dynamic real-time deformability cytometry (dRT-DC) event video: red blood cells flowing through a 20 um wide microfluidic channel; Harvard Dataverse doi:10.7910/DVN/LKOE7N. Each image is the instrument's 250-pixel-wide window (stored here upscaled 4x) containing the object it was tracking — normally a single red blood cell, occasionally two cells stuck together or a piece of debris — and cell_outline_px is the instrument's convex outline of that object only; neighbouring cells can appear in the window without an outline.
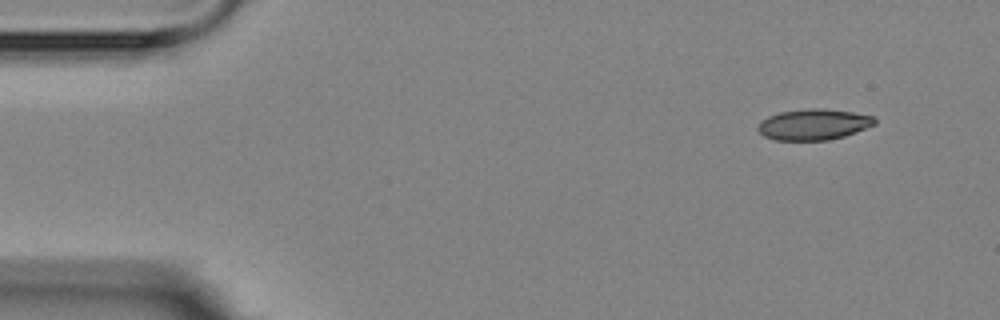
{"species": "Egyptian fruit bat (a non-hibernating species)", "species_latin": "Rousettus aegyptiacus", "temperature_condition": "room temperature", "stored_images_in_passage": 5, "camera_frame_rate_fps": 3000, "um_per_image_px": 0.085, "animal": {"sex": "female"}, "frame": {"image": 1, "passage_image": 1, "time_ms": 0.0, "image_size_px": [1000, 320], "cell_outline_px": [[876, 124], [856, 132], [844, 136], [828, 140], [776, 140], [764, 136], [756, 128], [760, 120], [768, 116], [780, 112], [808, 108], [824, 108], [852, 112], [872, 116], [876, 120]], "centroid_in_image_um": [69.14, 10.57], "position_along_channel_um": 15.9, "area_um2": 21.1}}
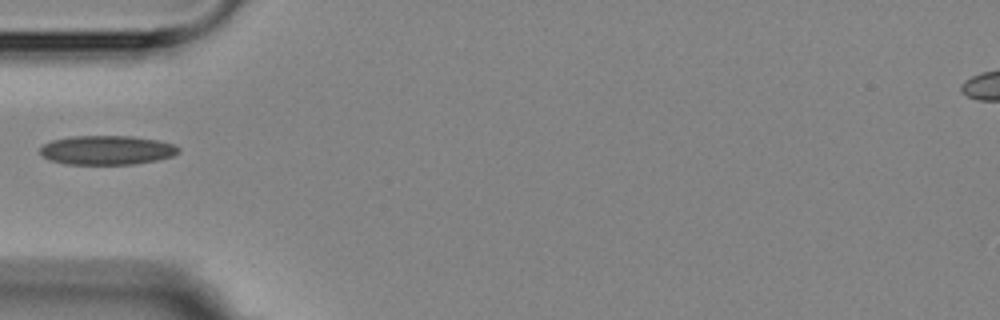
{"frame": {"image": 2, "passage_image": 4, "time_ms": 4.333, "image_size_px": [1000, 320], "cell_outline_px": [[180, 152], [172, 156], [156, 160], [132, 164], [64, 164], [48, 160], [40, 152], [40, 148], [44, 144], [52, 140], [72, 136], [132, 136], [160, 140], [172, 144], [180, 148]], "centroid_in_image_um": [9.08, 12.76], "position_along_channel_um": 75.9, "area_um2": 23.58}}
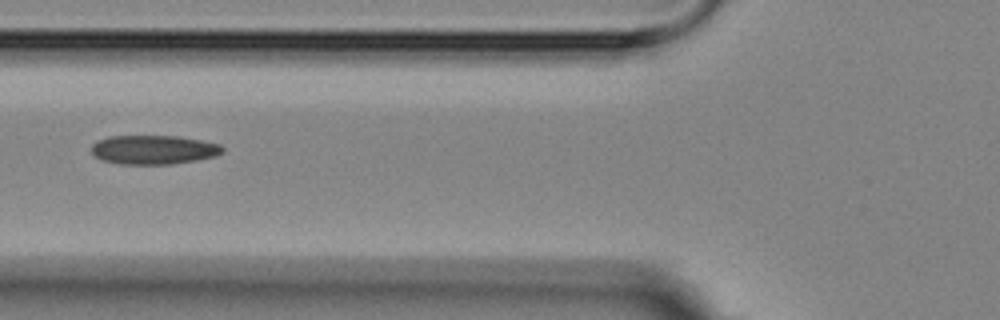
{"frame": {"image": 3, "passage_image": 5, "time_ms": 5.333, "image_size_px": [1000, 320], "cell_outline_px": [[224, 152], [216, 156], [196, 160], [172, 164], [120, 164], [104, 160], [96, 156], [92, 152], [92, 144], [96, 140], [108, 136], [176, 136], [200, 140], [220, 144], [224, 148]], "centroid_in_image_um": [13.07, 12.72], "position_along_channel_um": 112.7, "area_um2": 22.2}}